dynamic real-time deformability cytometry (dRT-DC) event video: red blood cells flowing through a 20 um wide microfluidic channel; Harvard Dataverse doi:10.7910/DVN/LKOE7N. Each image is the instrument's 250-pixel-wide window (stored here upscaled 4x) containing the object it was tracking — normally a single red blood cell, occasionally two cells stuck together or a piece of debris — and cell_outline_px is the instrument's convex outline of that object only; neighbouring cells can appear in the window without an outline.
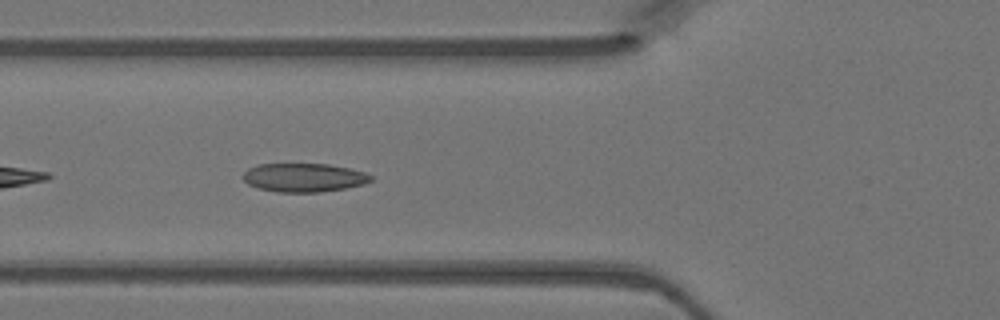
{"species": "Egyptian fruit bat (a non-hibernating species)", "species_latin": "Rousettus aegyptiacus", "temperature_condition": "warm", "stored_images_in_passage": 34, "camera_frame_rate_fps": 3000, "um_per_image_px": 0.085, "animal": {"sex": "female"}, "frame": {"image": 1, "passage_image": 4, "time_ms": 1.0, "image_size_px": [1000, 320], "cell_outline_px": [[372, 180], [364, 184], [348, 188], [320, 192], [276, 192], [260, 188], [248, 184], [244, 180], [244, 172], [248, 168], [256, 164], [328, 164], [348, 168], [364, 172], [372, 176]], "centroid_in_image_um": [25.84, 15.09], "position_along_channel_um": 100.0, "area_um2": 21.33}}
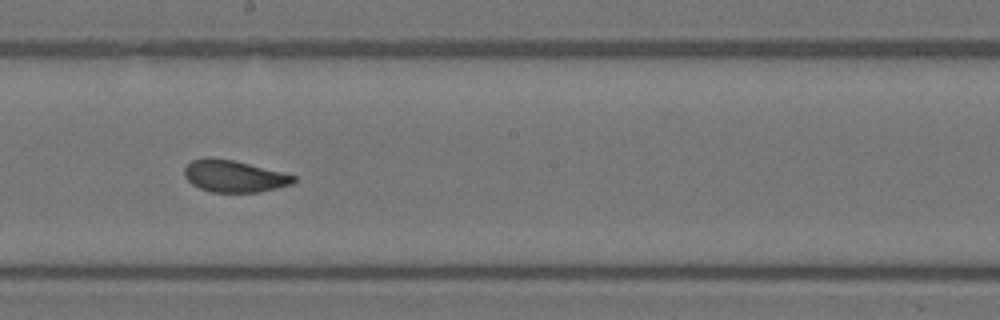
{"frame": {"image": 2, "passage_image": 13, "time_ms": 4.0, "image_size_px": [1000, 320], "cell_outline_px": [[296, 180], [292, 184], [260, 192], [212, 192], [200, 188], [192, 184], [184, 176], [184, 168], [192, 160], [208, 156], [232, 160], [296, 176]], "centroid_in_image_um": [19.86, 14.97], "position_along_channel_um": 228.3, "area_um2": 20.11}}
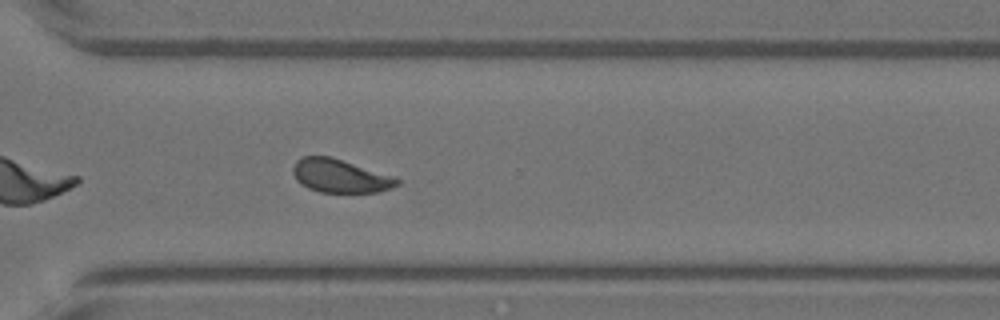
{"frame": {"image": 3, "passage_image": 21, "time_ms": 6.667, "image_size_px": [1000, 320], "cell_outline_px": [[400, 184], [392, 188], [380, 192], [320, 192], [308, 188], [300, 184], [296, 180], [292, 172], [292, 168], [296, 160], [300, 156], [332, 156], [396, 176], [400, 180]], "centroid_in_image_um": [28.93, 14.94], "position_along_channel_um": 341.7, "area_um2": 20.75}}